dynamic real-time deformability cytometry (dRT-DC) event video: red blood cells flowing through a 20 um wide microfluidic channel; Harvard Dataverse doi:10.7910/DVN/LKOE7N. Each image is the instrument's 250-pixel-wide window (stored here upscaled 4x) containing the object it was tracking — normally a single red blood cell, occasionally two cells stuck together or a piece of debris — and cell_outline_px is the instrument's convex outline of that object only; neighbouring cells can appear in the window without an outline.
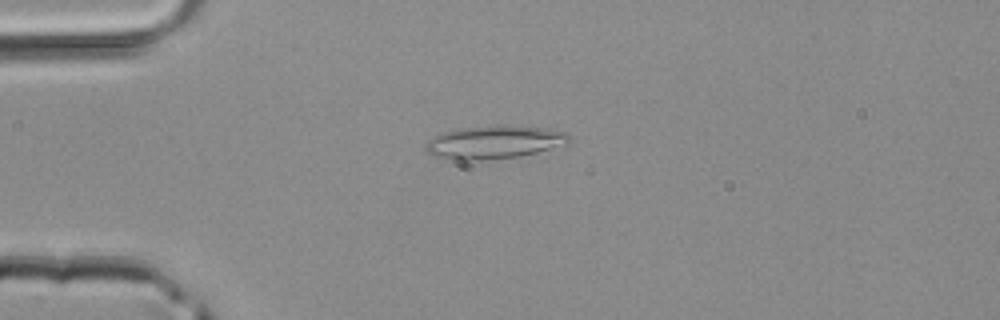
{"species": "common noctule bat (a hibernating species)", "species_latin": "Nyctalus noctula", "temperature_condition": "room temperature", "stored_images_in_passage": 2, "camera_frame_rate_fps": 3000, "um_per_image_px": 0.085, "animal": {"sex": "male", "body_mass_g": 20.4}, "frame": {"image": 1, "passage_image": 1, "time_ms": 0.0, "image_size_px": [1000, 320], "cell_outline_px": [[568, 144], [520, 156], [480, 160], [456, 160], [432, 156], [424, 148], [424, 144], [428, 140], [444, 132], [460, 128], [496, 124], [548, 128], [568, 132]], "centroid_in_image_um": [41.99, 12.07], "position_along_channel_um": 43.0, "area_um2": 27.86}}